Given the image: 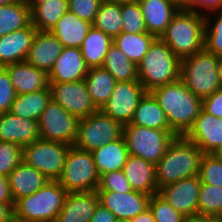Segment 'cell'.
<instances>
[{
	"label": "cell",
	"instance_id": "cell-45",
	"mask_svg": "<svg viewBox=\"0 0 222 222\" xmlns=\"http://www.w3.org/2000/svg\"><path fill=\"white\" fill-rule=\"evenodd\" d=\"M16 96L9 74L4 67H0V114L10 111Z\"/></svg>",
	"mask_w": 222,
	"mask_h": 222
},
{
	"label": "cell",
	"instance_id": "cell-54",
	"mask_svg": "<svg viewBox=\"0 0 222 222\" xmlns=\"http://www.w3.org/2000/svg\"><path fill=\"white\" fill-rule=\"evenodd\" d=\"M212 155L217 158L222 160V144L220 146H218L214 152L212 153Z\"/></svg>",
	"mask_w": 222,
	"mask_h": 222
},
{
	"label": "cell",
	"instance_id": "cell-13",
	"mask_svg": "<svg viewBox=\"0 0 222 222\" xmlns=\"http://www.w3.org/2000/svg\"><path fill=\"white\" fill-rule=\"evenodd\" d=\"M49 88L51 99L78 119L86 118L98 110L91 100L84 80L49 83Z\"/></svg>",
	"mask_w": 222,
	"mask_h": 222
},
{
	"label": "cell",
	"instance_id": "cell-25",
	"mask_svg": "<svg viewBox=\"0 0 222 222\" xmlns=\"http://www.w3.org/2000/svg\"><path fill=\"white\" fill-rule=\"evenodd\" d=\"M48 181L49 179L44 174L22 160L8 175L10 194L14 203L20 198L35 193Z\"/></svg>",
	"mask_w": 222,
	"mask_h": 222
},
{
	"label": "cell",
	"instance_id": "cell-34",
	"mask_svg": "<svg viewBox=\"0 0 222 222\" xmlns=\"http://www.w3.org/2000/svg\"><path fill=\"white\" fill-rule=\"evenodd\" d=\"M68 11V0H49L31 11V24L41 31H51Z\"/></svg>",
	"mask_w": 222,
	"mask_h": 222
},
{
	"label": "cell",
	"instance_id": "cell-15",
	"mask_svg": "<svg viewBox=\"0 0 222 222\" xmlns=\"http://www.w3.org/2000/svg\"><path fill=\"white\" fill-rule=\"evenodd\" d=\"M99 202L109 209L116 219L131 220L149 208L150 197L147 194L130 191L119 193L114 191H97Z\"/></svg>",
	"mask_w": 222,
	"mask_h": 222
},
{
	"label": "cell",
	"instance_id": "cell-9",
	"mask_svg": "<svg viewBox=\"0 0 222 222\" xmlns=\"http://www.w3.org/2000/svg\"><path fill=\"white\" fill-rule=\"evenodd\" d=\"M124 126L97 110L90 116L79 119L76 140L73 146L93 152L102 145L120 139Z\"/></svg>",
	"mask_w": 222,
	"mask_h": 222
},
{
	"label": "cell",
	"instance_id": "cell-22",
	"mask_svg": "<svg viewBox=\"0 0 222 222\" xmlns=\"http://www.w3.org/2000/svg\"><path fill=\"white\" fill-rule=\"evenodd\" d=\"M98 202L97 191L67 193L54 222H90Z\"/></svg>",
	"mask_w": 222,
	"mask_h": 222
},
{
	"label": "cell",
	"instance_id": "cell-46",
	"mask_svg": "<svg viewBox=\"0 0 222 222\" xmlns=\"http://www.w3.org/2000/svg\"><path fill=\"white\" fill-rule=\"evenodd\" d=\"M185 9L206 15L210 12L222 11V0H187Z\"/></svg>",
	"mask_w": 222,
	"mask_h": 222
},
{
	"label": "cell",
	"instance_id": "cell-60",
	"mask_svg": "<svg viewBox=\"0 0 222 222\" xmlns=\"http://www.w3.org/2000/svg\"><path fill=\"white\" fill-rule=\"evenodd\" d=\"M115 222H130V220H126V219H116Z\"/></svg>",
	"mask_w": 222,
	"mask_h": 222
},
{
	"label": "cell",
	"instance_id": "cell-58",
	"mask_svg": "<svg viewBox=\"0 0 222 222\" xmlns=\"http://www.w3.org/2000/svg\"><path fill=\"white\" fill-rule=\"evenodd\" d=\"M106 2H115V3H124V2H129L133 0H104Z\"/></svg>",
	"mask_w": 222,
	"mask_h": 222
},
{
	"label": "cell",
	"instance_id": "cell-14",
	"mask_svg": "<svg viewBox=\"0 0 222 222\" xmlns=\"http://www.w3.org/2000/svg\"><path fill=\"white\" fill-rule=\"evenodd\" d=\"M200 186L201 181L197 175L165 185L159 189L158 194L188 219L198 215Z\"/></svg>",
	"mask_w": 222,
	"mask_h": 222
},
{
	"label": "cell",
	"instance_id": "cell-20",
	"mask_svg": "<svg viewBox=\"0 0 222 222\" xmlns=\"http://www.w3.org/2000/svg\"><path fill=\"white\" fill-rule=\"evenodd\" d=\"M63 48L62 43L51 31L37 30L26 61L49 73Z\"/></svg>",
	"mask_w": 222,
	"mask_h": 222
},
{
	"label": "cell",
	"instance_id": "cell-7",
	"mask_svg": "<svg viewBox=\"0 0 222 222\" xmlns=\"http://www.w3.org/2000/svg\"><path fill=\"white\" fill-rule=\"evenodd\" d=\"M100 175L92 152L71 146L57 182L68 192L97 191Z\"/></svg>",
	"mask_w": 222,
	"mask_h": 222
},
{
	"label": "cell",
	"instance_id": "cell-33",
	"mask_svg": "<svg viewBox=\"0 0 222 222\" xmlns=\"http://www.w3.org/2000/svg\"><path fill=\"white\" fill-rule=\"evenodd\" d=\"M155 39L156 37L148 32H121L113 39V44L137 66Z\"/></svg>",
	"mask_w": 222,
	"mask_h": 222
},
{
	"label": "cell",
	"instance_id": "cell-44",
	"mask_svg": "<svg viewBox=\"0 0 222 222\" xmlns=\"http://www.w3.org/2000/svg\"><path fill=\"white\" fill-rule=\"evenodd\" d=\"M104 0H68V11L93 24Z\"/></svg>",
	"mask_w": 222,
	"mask_h": 222
},
{
	"label": "cell",
	"instance_id": "cell-30",
	"mask_svg": "<svg viewBox=\"0 0 222 222\" xmlns=\"http://www.w3.org/2000/svg\"><path fill=\"white\" fill-rule=\"evenodd\" d=\"M51 101L50 88L32 93L18 94L13 101L9 112L21 117L37 121Z\"/></svg>",
	"mask_w": 222,
	"mask_h": 222
},
{
	"label": "cell",
	"instance_id": "cell-27",
	"mask_svg": "<svg viewBox=\"0 0 222 222\" xmlns=\"http://www.w3.org/2000/svg\"><path fill=\"white\" fill-rule=\"evenodd\" d=\"M94 163L99 175L123 170L129 157L125 138L122 136L113 142L102 145L92 152Z\"/></svg>",
	"mask_w": 222,
	"mask_h": 222
},
{
	"label": "cell",
	"instance_id": "cell-26",
	"mask_svg": "<svg viewBox=\"0 0 222 222\" xmlns=\"http://www.w3.org/2000/svg\"><path fill=\"white\" fill-rule=\"evenodd\" d=\"M91 27L92 23L67 11L57 21L51 32L64 47L80 48Z\"/></svg>",
	"mask_w": 222,
	"mask_h": 222
},
{
	"label": "cell",
	"instance_id": "cell-47",
	"mask_svg": "<svg viewBox=\"0 0 222 222\" xmlns=\"http://www.w3.org/2000/svg\"><path fill=\"white\" fill-rule=\"evenodd\" d=\"M202 108L217 118H222V88L202 100Z\"/></svg>",
	"mask_w": 222,
	"mask_h": 222
},
{
	"label": "cell",
	"instance_id": "cell-37",
	"mask_svg": "<svg viewBox=\"0 0 222 222\" xmlns=\"http://www.w3.org/2000/svg\"><path fill=\"white\" fill-rule=\"evenodd\" d=\"M198 215L222 216V187L201 183L198 198Z\"/></svg>",
	"mask_w": 222,
	"mask_h": 222
},
{
	"label": "cell",
	"instance_id": "cell-48",
	"mask_svg": "<svg viewBox=\"0 0 222 222\" xmlns=\"http://www.w3.org/2000/svg\"><path fill=\"white\" fill-rule=\"evenodd\" d=\"M115 215L102 203L98 202L90 222H115Z\"/></svg>",
	"mask_w": 222,
	"mask_h": 222
},
{
	"label": "cell",
	"instance_id": "cell-57",
	"mask_svg": "<svg viewBox=\"0 0 222 222\" xmlns=\"http://www.w3.org/2000/svg\"><path fill=\"white\" fill-rule=\"evenodd\" d=\"M218 69H219L220 80L222 83V55L218 56Z\"/></svg>",
	"mask_w": 222,
	"mask_h": 222
},
{
	"label": "cell",
	"instance_id": "cell-59",
	"mask_svg": "<svg viewBox=\"0 0 222 222\" xmlns=\"http://www.w3.org/2000/svg\"><path fill=\"white\" fill-rule=\"evenodd\" d=\"M17 0H0V6L8 4V3H13Z\"/></svg>",
	"mask_w": 222,
	"mask_h": 222
},
{
	"label": "cell",
	"instance_id": "cell-42",
	"mask_svg": "<svg viewBox=\"0 0 222 222\" xmlns=\"http://www.w3.org/2000/svg\"><path fill=\"white\" fill-rule=\"evenodd\" d=\"M23 148L16 143L0 141V175H8L21 163Z\"/></svg>",
	"mask_w": 222,
	"mask_h": 222
},
{
	"label": "cell",
	"instance_id": "cell-32",
	"mask_svg": "<svg viewBox=\"0 0 222 222\" xmlns=\"http://www.w3.org/2000/svg\"><path fill=\"white\" fill-rule=\"evenodd\" d=\"M31 24V10L25 0L0 6V37Z\"/></svg>",
	"mask_w": 222,
	"mask_h": 222
},
{
	"label": "cell",
	"instance_id": "cell-11",
	"mask_svg": "<svg viewBox=\"0 0 222 222\" xmlns=\"http://www.w3.org/2000/svg\"><path fill=\"white\" fill-rule=\"evenodd\" d=\"M78 123L77 117L51 99L38 119L40 138L72 146L76 140Z\"/></svg>",
	"mask_w": 222,
	"mask_h": 222
},
{
	"label": "cell",
	"instance_id": "cell-4",
	"mask_svg": "<svg viewBox=\"0 0 222 222\" xmlns=\"http://www.w3.org/2000/svg\"><path fill=\"white\" fill-rule=\"evenodd\" d=\"M181 60L156 38L137 65L138 79L147 92L180 79Z\"/></svg>",
	"mask_w": 222,
	"mask_h": 222
},
{
	"label": "cell",
	"instance_id": "cell-6",
	"mask_svg": "<svg viewBox=\"0 0 222 222\" xmlns=\"http://www.w3.org/2000/svg\"><path fill=\"white\" fill-rule=\"evenodd\" d=\"M67 193L57 181L49 180L35 193L18 199L14 203V214L30 222H54Z\"/></svg>",
	"mask_w": 222,
	"mask_h": 222
},
{
	"label": "cell",
	"instance_id": "cell-55",
	"mask_svg": "<svg viewBox=\"0 0 222 222\" xmlns=\"http://www.w3.org/2000/svg\"><path fill=\"white\" fill-rule=\"evenodd\" d=\"M7 222H30V221H27L25 219H22V218H19L17 217L15 214H13L9 220Z\"/></svg>",
	"mask_w": 222,
	"mask_h": 222
},
{
	"label": "cell",
	"instance_id": "cell-43",
	"mask_svg": "<svg viewBox=\"0 0 222 222\" xmlns=\"http://www.w3.org/2000/svg\"><path fill=\"white\" fill-rule=\"evenodd\" d=\"M97 191L127 193L133 191L123 170H116L100 175Z\"/></svg>",
	"mask_w": 222,
	"mask_h": 222
},
{
	"label": "cell",
	"instance_id": "cell-21",
	"mask_svg": "<svg viewBox=\"0 0 222 222\" xmlns=\"http://www.w3.org/2000/svg\"><path fill=\"white\" fill-rule=\"evenodd\" d=\"M9 74L16 94L32 93L49 88L48 73L21 61L15 64L4 66Z\"/></svg>",
	"mask_w": 222,
	"mask_h": 222
},
{
	"label": "cell",
	"instance_id": "cell-35",
	"mask_svg": "<svg viewBox=\"0 0 222 222\" xmlns=\"http://www.w3.org/2000/svg\"><path fill=\"white\" fill-rule=\"evenodd\" d=\"M102 67L116 81H139L137 66L114 44L109 47Z\"/></svg>",
	"mask_w": 222,
	"mask_h": 222
},
{
	"label": "cell",
	"instance_id": "cell-52",
	"mask_svg": "<svg viewBox=\"0 0 222 222\" xmlns=\"http://www.w3.org/2000/svg\"><path fill=\"white\" fill-rule=\"evenodd\" d=\"M186 222H222V216H193L186 220Z\"/></svg>",
	"mask_w": 222,
	"mask_h": 222
},
{
	"label": "cell",
	"instance_id": "cell-3",
	"mask_svg": "<svg viewBox=\"0 0 222 222\" xmlns=\"http://www.w3.org/2000/svg\"><path fill=\"white\" fill-rule=\"evenodd\" d=\"M160 39L180 60L194 55L204 49V15L180 8Z\"/></svg>",
	"mask_w": 222,
	"mask_h": 222
},
{
	"label": "cell",
	"instance_id": "cell-5",
	"mask_svg": "<svg viewBox=\"0 0 222 222\" xmlns=\"http://www.w3.org/2000/svg\"><path fill=\"white\" fill-rule=\"evenodd\" d=\"M180 80L198 98L203 100L222 88L218 56L205 48L181 60Z\"/></svg>",
	"mask_w": 222,
	"mask_h": 222
},
{
	"label": "cell",
	"instance_id": "cell-56",
	"mask_svg": "<svg viewBox=\"0 0 222 222\" xmlns=\"http://www.w3.org/2000/svg\"><path fill=\"white\" fill-rule=\"evenodd\" d=\"M170 1L174 2L180 8H186L187 6V0H170Z\"/></svg>",
	"mask_w": 222,
	"mask_h": 222
},
{
	"label": "cell",
	"instance_id": "cell-19",
	"mask_svg": "<svg viewBox=\"0 0 222 222\" xmlns=\"http://www.w3.org/2000/svg\"><path fill=\"white\" fill-rule=\"evenodd\" d=\"M40 138L38 122L11 112L0 114V141L16 143L22 148Z\"/></svg>",
	"mask_w": 222,
	"mask_h": 222
},
{
	"label": "cell",
	"instance_id": "cell-8",
	"mask_svg": "<svg viewBox=\"0 0 222 222\" xmlns=\"http://www.w3.org/2000/svg\"><path fill=\"white\" fill-rule=\"evenodd\" d=\"M123 137L129 155L156 165L177 135L172 130H159L129 123L124 125Z\"/></svg>",
	"mask_w": 222,
	"mask_h": 222
},
{
	"label": "cell",
	"instance_id": "cell-16",
	"mask_svg": "<svg viewBox=\"0 0 222 222\" xmlns=\"http://www.w3.org/2000/svg\"><path fill=\"white\" fill-rule=\"evenodd\" d=\"M185 137L196 143L204 154H212L222 144V118H217L202 108Z\"/></svg>",
	"mask_w": 222,
	"mask_h": 222
},
{
	"label": "cell",
	"instance_id": "cell-40",
	"mask_svg": "<svg viewBox=\"0 0 222 222\" xmlns=\"http://www.w3.org/2000/svg\"><path fill=\"white\" fill-rule=\"evenodd\" d=\"M198 177L201 183L222 187V160L212 154H204L200 162Z\"/></svg>",
	"mask_w": 222,
	"mask_h": 222
},
{
	"label": "cell",
	"instance_id": "cell-10",
	"mask_svg": "<svg viewBox=\"0 0 222 222\" xmlns=\"http://www.w3.org/2000/svg\"><path fill=\"white\" fill-rule=\"evenodd\" d=\"M70 147L68 144L39 138L23 147L22 160L50 181H57Z\"/></svg>",
	"mask_w": 222,
	"mask_h": 222
},
{
	"label": "cell",
	"instance_id": "cell-49",
	"mask_svg": "<svg viewBox=\"0 0 222 222\" xmlns=\"http://www.w3.org/2000/svg\"><path fill=\"white\" fill-rule=\"evenodd\" d=\"M0 202L14 203L9 189L8 177L0 175Z\"/></svg>",
	"mask_w": 222,
	"mask_h": 222
},
{
	"label": "cell",
	"instance_id": "cell-29",
	"mask_svg": "<svg viewBox=\"0 0 222 222\" xmlns=\"http://www.w3.org/2000/svg\"><path fill=\"white\" fill-rule=\"evenodd\" d=\"M113 39L93 25L87 33L81 47V54L89 69L102 67Z\"/></svg>",
	"mask_w": 222,
	"mask_h": 222
},
{
	"label": "cell",
	"instance_id": "cell-2",
	"mask_svg": "<svg viewBox=\"0 0 222 222\" xmlns=\"http://www.w3.org/2000/svg\"><path fill=\"white\" fill-rule=\"evenodd\" d=\"M204 153L196 143L185 136H177L168 146L164 156L155 165L158 190L165 185L197 176Z\"/></svg>",
	"mask_w": 222,
	"mask_h": 222
},
{
	"label": "cell",
	"instance_id": "cell-38",
	"mask_svg": "<svg viewBox=\"0 0 222 222\" xmlns=\"http://www.w3.org/2000/svg\"><path fill=\"white\" fill-rule=\"evenodd\" d=\"M211 15L216 18L214 19L211 18ZM204 19H205L204 48L208 52L214 53L216 56H221L222 55V11L210 12L204 15Z\"/></svg>",
	"mask_w": 222,
	"mask_h": 222
},
{
	"label": "cell",
	"instance_id": "cell-53",
	"mask_svg": "<svg viewBox=\"0 0 222 222\" xmlns=\"http://www.w3.org/2000/svg\"><path fill=\"white\" fill-rule=\"evenodd\" d=\"M49 0H25L30 10L32 11L37 5L43 4Z\"/></svg>",
	"mask_w": 222,
	"mask_h": 222
},
{
	"label": "cell",
	"instance_id": "cell-23",
	"mask_svg": "<svg viewBox=\"0 0 222 222\" xmlns=\"http://www.w3.org/2000/svg\"><path fill=\"white\" fill-rule=\"evenodd\" d=\"M147 32L160 38L180 9L170 0H138Z\"/></svg>",
	"mask_w": 222,
	"mask_h": 222
},
{
	"label": "cell",
	"instance_id": "cell-51",
	"mask_svg": "<svg viewBox=\"0 0 222 222\" xmlns=\"http://www.w3.org/2000/svg\"><path fill=\"white\" fill-rule=\"evenodd\" d=\"M130 222H155V219L150 208H147L145 211L132 218Z\"/></svg>",
	"mask_w": 222,
	"mask_h": 222
},
{
	"label": "cell",
	"instance_id": "cell-31",
	"mask_svg": "<svg viewBox=\"0 0 222 222\" xmlns=\"http://www.w3.org/2000/svg\"><path fill=\"white\" fill-rule=\"evenodd\" d=\"M84 81L93 104L100 110L109 100L117 81L103 67L89 69Z\"/></svg>",
	"mask_w": 222,
	"mask_h": 222
},
{
	"label": "cell",
	"instance_id": "cell-17",
	"mask_svg": "<svg viewBox=\"0 0 222 222\" xmlns=\"http://www.w3.org/2000/svg\"><path fill=\"white\" fill-rule=\"evenodd\" d=\"M88 71L80 48L64 47L48 73L49 83L81 81Z\"/></svg>",
	"mask_w": 222,
	"mask_h": 222
},
{
	"label": "cell",
	"instance_id": "cell-50",
	"mask_svg": "<svg viewBox=\"0 0 222 222\" xmlns=\"http://www.w3.org/2000/svg\"><path fill=\"white\" fill-rule=\"evenodd\" d=\"M14 203H1L0 202V222H7L14 214Z\"/></svg>",
	"mask_w": 222,
	"mask_h": 222
},
{
	"label": "cell",
	"instance_id": "cell-1",
	"mask_svg": "<svg viewBox=\"0 0 222 222\" xmlns=\"http://www.w3.org/2000/svg\"><path fill=\"white\" fill-rule=\"evenodd\" d=\"M150 93L165 111L170 129L177 136H185L202 110V100L179 79L154 88Z\"/></svg>",
	"mask_w": 222,
	"mask_h": 222
},
{
	"label": "cell",
	"instance_id": "cell-24",
	"mask_svg": "<svg viewBox=\"0 0 222 222\" xmlns=\"http://www.w3.org/2000/svg\"><path fill=\"white\" fill-rule=\"evenodd\" d=\"M123 172L134 191L149 196L158 194L154 164L143 158L129 155Z\"/></svg>",
	"mask_w": 222,
	"mask_h": 222
},
{
	"label": "cell",
	"instance_id": "cell-36",
	"mask_svg": "<svg viewBox=\"0 0 222 222\" xmlns=\"http://www.w3.org/2000/svg\"><path fill=\"white\" fill-rule=\"evenodd\" d=\"M114 39L122 32L121 3L103 1L92 24Z\"/></svg>",
	"mask_w": 222,
	"mask_h": 222
},
{
	"label": "cell",
	"instance_id": "cell-18",
	"mask_svg": "<svg viewBox=\"0 0 222 222\" xmlns=\"http://www.w3.org/2000/svg\"><path fill=\"white\" fill-rule=\"evenodd\" d=\"M36 32L30 24L0 37V67L26 61Z\"/></svg>",
	"mask_w": 222,
	"mask_h": 222
},
{
	"label": "cell",
	"instance_id": "cell-12",
	"mask_svg": "<svg viewBox=\"0 0 222 222\" xmlns=\"http://www.w3.org/2000/svg\"><path fill=\"white\" fill-rule=\"evenodd\" d=\"M146 92L139 81H117L109 100L100 110L124 126L131 122L139 100Z\"/></svg>",
	"mask_w": 222,
	"mask_h": 222
},
{
	"label": "cell",
	"instance_id": "cell-41",
	"mask_svg": "<svg viewBox=\"0 0 222 222\" xmlns=\"http://www.w3.org/2000/svg\"><path fill=\"white\" fill-rule=\"evenodd\" d=\"M149 208L153 213L155 222H186L187 220L159 194L150 197Z\"/></svg>",
	"mask_w": 222,
	"mask_h": 222
},
{
	"label": "cell",
	"instance_id": "cell-39",
	"mask_svg": "<svg viewBox=\"0 0 222 222\" xmlns=\"http://www.w3.org/2000/svg\"><path fill=\"white\" fill-rule=\"evenodd\" d=\"M122 32H147L144 16L138 0L121 3Z\"/></svg>",
	"mask_w": 222,
	"mask_h": 222
},
{
	"label": "cell",
	"instance_id": "cell-28",
	"mask_svg": "<svg viewBox=\"0 0 222 222\" xmlns=\"http://www.w3.org/2000/svg\"><path fill=\"white\" fill-rule=\"evenodd\" d=\"M130 124L159 130H171L165 111L150 92H146L139 100Z\"/></svg>",
	"mask_w": 222,
	"mask_h": 222
}]
</instances>
